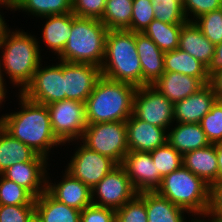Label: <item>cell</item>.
Returning a JSON list of instances; mask_svg holds the SVG:
<instances>
[{
	"label": "cell",
	"instance_id": "obj_37",
	"mask_svg": "<svg viewBox=\"0 0 222 222\" xmlns=\"http://www.w3.org/2000/svg\"><path fill=\"white\" fill-rule=\"evenodd\" d=\"M194 22L214 45L222 42V7L200 16Z\"/></svg>",
	"mask_w": 222,
	"mask_h": 222
},
{
	"label": "cell",
	"instance_id": "obj_16",
	"mask_svg": "<svg viewBox=\"0 0 222 222\" xmlns=\"http://www.w3.org/2000/svg\"><path fill=\"white\" fill-rule=\"evenodd\" d=\"M61 179L52 180L47 174L46 191L59 202L82 211L92 204L91 189L79 179L74 178L69 172L62 170ZM54 181V182H53ZM58 181V182H57Z\"/></svg>",
	"mask_w": 222,
	"mask_h": 222
},
{
	"label": "cell",
	"instance_id": "obj_28",
	"mask_svg": "<svg viewBox=\"0 0 222 222\" xmlns=\"http://www.w3.org/2000/svg\"><path fill=\"white\" fill-rule=\"evenodd\" d=\"M37 155L0 125V174L18 162L32 161Z\"/></svg>",
	"mask_w": 222,
	"mask_h": 222
},
{
	"label": "cell",
	"instance_id": "obj_42",
	"mask_svg": "<svg viewBox=\"0 0 222 222\" xmlns=\"http://www.w3.org/2000/svg\"><path fill=\"white\" fill-rule=\"evenodd\" d=\"M81 222H116V210L91 204L81 211Z\"/></svg>",
	"mask_w": 222,
	"mask_h": 222
},
{
	"label": "cell",
	"instance_id": "obj_17",
	"mask_svg": "<svg viewBox=\"0 0 222 222\" xmlns=\"http://www.w3.org/2000/svg\"><path fill=\"white\" fill-rule=\"evenodd\" d=\"M127 145L131 151L151 152L167 142L168 131L136 118L126 120Z\"/></svg>",
	"mask_w": 222,
	"mask_h": 222
},
{
	"label": "cell",
	"instance_id": "obj_1",
	"mask_svg": "<svg viewBox=\"0 0 222 222\" xmlns=\"http://www.w3.org/2000/svg\"><path fill=\"white\" fill-rule=\"evenodd\" d=\"M15 97L21 106L0 115V125L15 139L50 160L49 156L55 155L54 148H62L64 144L54 135L47 106L33 102L21 93Z\"/></svg>",
	"mask_w": 222,
	"mask_h": 222
},
{
	"label": "cell",
	"instance_id": "obj_27",
	"mask_svg": "<svg viewBox=\"0 0 222 222\" xmlns=\"http://www.w3.org/2000/svg\"><path fill=\"white\" fill-rule=\"evenodd\" d=\"M164 70L165 72L182 73L199 78L205 85L210 83L206 66L188 52L182 51L179 48L164 53Z\"/></svg>",
	"mask_w": 222,
	"mask_h": 222
},
{
	"label": "cell",
	"instance_id": "obj_47",
	"mask_svg": "<svg viewBox=\"0 0 222 222\" xmlns=\"http://www.w3.org/2000/svg\"><path fill=\"white\" fill-rule=\"evenodd\" d=\"M218 176L217 180H222V142L216 144Z\"/></svg>",
	"mask_w": 222,
	"mask_h": 222
},
{
	"label": "cell",
	"instance_id": "obj_13",
	"mask_svg": "<svg viewBox=\"0 0 222 222\" xmlns=\"http://www.w3.org/2000/svg\"><path fill=\"white\" fill-rule=\"evenodd\" d=\"M134 189L142 191H155L161 184L163 177L156 169L150 152L129 150L120 164Z\"/></svg>",
	"mask_w": 222,
	"mask_h": 222
},
{
	"label": "cell",
	"instance_id": "obj_50",
	"mask_svg": "<svg viewBox=\"0 0 222 222\" xmlns=\"http://www.w3.org/2000/svg\"><path fill=\"white\" fill-rule=\"evenodd\" d=\"M203 218V219H202ZM190 219H192L190 221ZM189 222H211L208 218L206 219V217H192V218H189Z\"/></svg>",
	"mask_w": 222,
	"mask_h": 222
},
{
	"label": "cell",
	"instance_id": "obj_29",
	"mask_svg": "<svg viewBox=\"0 0 222 222\" xmlns=\"http://www.w3.org/2000/svg\"><path fill=\"white\" fill-rule=\"evenodd\" d=\"M22 11L28 16L42 18L72 12V0H15L12 11Z\"/></svg>",
	"mask_w": 222,
	"mask_h": 222
},
{
	"label": "cell",
	"instance_id": "obj_41",
	"mask_svg": "<svg viewBox=\"0 0 222 222\" xmlns=\"http://www.w3.org/2000/svg\"><path fill=\"white\" fill-rule=\"evenodd\" d=\"M106 0H72V13L80 18L101 19Z\"/></svg>",
	"mask_w": 222,
	"mask_h": 222
},
{
	"label": "cell",
	"instance_id": "obj_3",
	"mask_svg": "<svg viewBox=\"0 0 222 222\" xmlns=\"http://www.w3.org/2000/svg\"><path fill=\"white\" fill-rule=\"evenodd\" d=\"M137 87L101 76L85 101L87 124L126 121L133 114Z\"/></svg>",
	"mask_w": 222,
	"mask_h": 222
},
{
	"label": "cell",
	"instance_id": "obj_31",
	"mask_svg": "<svg viewBox=\"0 0 222 222\" xmlns=\"http://www.w3.org/2000/svg\"><path fill=\"white\" fill-rule=\"evenodd\" d=\"M133 0H106L105 11L100 19L108 30H129Z\"/></svg>",
	"mask_w": 222,
	"mask_h": 222
},
{
	"label": "cell",
	"instance_id": "obj_25",
	"mask_svg": "<svg viewBox=\"0 0 222 222\" xmlns=\"http://www.w3.org/2000/svg\"><path fill=\"white\" fill-rule=\"evenodd\" d=\"M34 202L35 214L41 222H81V211L59 202L47 191Z\"/></svg>",
	"mask_w": 222,
	"mask_h": 222
},
{
	"label": "cell",
	"instance_id": "obj_24",
	"mask_svg": "<svg viewBox=\"0 0 222 222\" xmlns=\"http://www.w3.org/2000/svg\"><path fill=\"white\" fill-rule=\"evenodd\" d=\"M178 48L188 52L206 67L210 63L215 51V45L204 36L195 22L190 21L182 25Z\"/></svg>",
	"mask_w": 222,
	"mask_h": 222
},
{
	"label": "cell",
	"instance_id": "obj_26",
	"mask_svg": "<svg viewBox=\"0 0 222 222\" xmlns=\"http://www.w3.org/2000/svg\"><path fill=\"white\" fill-rule=\"evenodd\" d=\"M148 222H189L191 215L183 208L160 196L156 191H145Z\"/></svg>",
	"mask_w": 222,
	"mask_h": 222
},
{
	"label": "cell",
	"instance_id": "obj_18",
	"mask_svg": "<svg viewBox=\"0 0 222 222\" xmlns=\"http://www.w3.org/2000/svg\"><path fill=\"white\" fill-rule=\"evenodd\" d=\"M215 102L213 87L206 84L198 92L174 103V123H200Z\"/></svg>",
	"mask_w": 222,
	"mask_h": 222
},
{
	"label": "cell",
	"instance_id": "obj_6",
	"mask_svg": "<svg viewBox=\"0 0 222 222\" xmlns=\"http://www.w3.org/2000/svg\"><path fill=\"white\" fill-rule=\"evenodd\" d=\"M155 191L185 209L192 217H207L210 186L189 169L182 166L165 175Z\"/></svg>",
	"mask_w": 222,
	"mask_h": 222
},
{
	"label": "cell",
	"instance_id": "obj_21",
	"mask_svg": "<svg viewBox=\"0 0 222 222\" xmlns=\"http://www.w3.org/2000/svg\"><path fill=\"white\" fill-rule=\"evenodd\" d=\"M152 86L174 104L198 92L205 84L182 73L164 72Z\"/></svg>",
	"mask_w": 222,
	"mask_h": 222
},
{
	"label": "cell",
	"instance_id": "obj_45",
	"mask_svg": "<svg viewBox=\"0 0 222 222\" xmlns=\"http://www.w3.org/2000/svg\"><path fill=\"white\" fill-rule=\"evenodd\" d=\"M209 84L213 87L216 100L222 101V70L217 71L210 77Z\"/></svg>",
	"mask_w": 222,
	"mask_h": 222
},
{
	"label": "cell",
	"instance_id": "obj_14",
	"mask_svg": "<svg viewBox=\"0 0 222 222\" xmlns=\"http://www.w3.org/2000/svg\"><path fill=\"white\" fill-rule=\"evenodd\" d=\"M101 76V68L96 65L63 61L66 99L85 103Z\"/></svg>",
	"mask_w": 222,
	"mask_h": 222
},
{
	"label": "cell",
	"instance_id": "obj_44",
	"mask_svg": "<svg viewBox=\"0 0 222 222\" xmlns=\"http://www.w3.org/2000/svg\"><path fill=\"white\" fill-rule=\"evenodd\" d=\"M219 70H222V42L215 45L214 55L212 56L210 63L206 67V71L209 77H211Z\"/></svg>",
	"mask_w": 222,
	"mask_h": 222
},
{
	"label": "cell",
	"instance_id": "obj_48",
	"mask_svg": "<svg viewBox=\"0 0 222 222\" xmlns=\"http://www.w3.org/2000/svg\"><path fill=\"white\" fill-rule=\"evenodd\" d=\"M7 93L10 94L7 86L3 83L0 74V109L4 107V104L7 101L6 99L9 98Z\"/></svg>",
	"mask_w": 222,
	"mask_h": 222
},
{
	"label": "cell",
	"instance_id": "obj_49",
	"mask_svg": "<svg viewBox=\"0 0 222 222\" xmlns=\"http://www.w3.org/2000/svg\"><path fill=\"white\" fill-rule=\"evenodd\" d=\"M206 218L211 222H222V211H208Z\"/></svg>",
	"mask_w": 222,
	"mask_h": 222
},
{
	"label": "cell",
	"instance_id": "obj_23",
	"mask_svg": "<svg viewBox=\"0 0 222 222\" xmlns=\"http://www.w3.org/2000/svg\"><path fill=\"white\" fill-rule=\"evenodd\" d=\"M173 124L168 129L167 142L180 154L183 155L211 144L199 123Z\"/></svg>",
	"mask_w": 222,
	"mask_h": 222
},
{
	"label": "cell",
	"instance_id": "obj_19",
	"mask_svg": "<svg viewBox=\"0 0 222 222\" xmlns=\"http://www.w3.org/2000/svg\"><path fill=\"white\" fill-rule=\"evenodd\" d=\"M136 50L142 68V86L153 85L165 72L164 52L144 33H136Z\"/></svg>",
	"mask_w": 222,
	"mask_h": 222
},
{
	"label": "cell",
	"instance_id": "obj_34",
	"mask_svg": "<svg viewBox=\"0 0 222 222\" xmlns=\"http://www.w3.org/2000/svg\"><path fill=\"white\" fill-rule=\"evenodd\" d=\"M155 19L168 24H184L187 18L179 0H151Z\"/></svg>",
	"mask_w": 222,
	"mask_h": 222
},
{
	"label": "cell",
	"instance_id": "obj_52",
	"mask_svg": "<svg viewBox=\"0 0 222 222\" xmlns=\"http://www.w3.org/2000/svg\"><path fill=\"white\" fill-rule=\"evenodd\" d=\"M6 1L10 2L11 4H13L15 0H6Z\"/></svg>",
	"mask_w": 222,
	"mask_h": 222
},
{
	"label": "cell",
	"instance_id": "obj_5",
	"mask_svg": "<svg viewBox=\"0 0 222 222\" xmlns=\"http://www.w3.org/2000/svg\"><path fill=\"white\" fill-rule=\"evenodd\" d=\"M108 31L99 19L80 18L73 14L69 39L56 59L71 63H89L101 67L105 57Z\"/></svg>",
	"mask_w": 222,
	"mask_h": 222
},
{
	"label": "cell",
	"instance_id": "obj_51",
	"mask_svg": "<svg viewBox=\"0 0 222 222\" xmlns=\"http://www.w3.org/2000/svg\"><path fill=\"white\" fill-rule=\"evenodd\" d=\"M28 222H41V220L34 214Z\"/></svg>",
	"mask_w": 222,
	"mask_h": 222
},
{
	"label": "cell",
	"instance_id": "obj_38",
	"mask_svg": "<svg viewBox=\"0 0 222 222\" xmlns=\"http://www.w3.org/2000/svg\"><path fill=\"white\" fill-rule=\"evenodd\" d=\"M154 19L151 0H133L130 31L143 33Z\"/></svg>",
	"mask_w": 222,
	"mask_h": 222
},
{
	"label": "cell",
	"instance_id": "obj_8",
	"mask_svg": "<svg viewBox=\"0 0 222 222\" xmlns=\"http://www.w3.org/2000/svg\"><path fill=\"white\" fill-rule=\"evenodd\" d=\"M67 145H76L74 146L76 148L72 156L69 157L71 159L66 164L65 170L90 189L118 165L110 157L89 149L80 140L68 142Z\"/></svg>",
	"mask_w": 222,
	"mask_h": 222
},
{
	"label": "cell",
	"instance_id": "obj_9",
	"mask_svg": "<svg viewBox=\"0 0 222 222\" xmlns=\"http://www.w3.org/2000/svg\"><path fill=\"white\" fill-rule=\"evenodd\" d=\"M54 135L64 144L80 140L87 127L85 103L61 100L46 105Z\"/></svg>",
	"mask_w": 222,
	"mask_h": 222
},
{
	"label": "cell",
	"instance_id": "obj_39",
	"mask_svg": "<svg viewBox=\"0 0 222 222\" xmlns=\"http://www.w3.org/2000/svg\"><path fill=\"white\" fill-rule=\"evenodd\" d=\"M182 6L187 21L194 22L206 13L220 9L222 0H183Z\"/></svg>",
	"mask_w": 222,
	"mask_h": 222
},
{
	"label": "cell",
	"instance_id": "obj_40",
	"mask_svg": "<svg viewBox=\"0 0 222 222\" xmlns=\"http://www.w3.org/2000/svg\"><path fill=\"white\" fill-rule=\"evenodd\" d=\"M34 214V201L30 205H0V222H28Z\"/></svg>",
	"mask_w": 222,
	"mask_h": 222
},
{
	"label": "cell",
	"instance_id": "obj_46",
	"mask_svg": "<svg viewBox=\"0 0 222 222\" xmlns=\"http://www.w3.org/2000/svg\"><path fill=\"white\" fill-rule=\"evenodd\" d=\"M1 8H3V9L5 8V10H7L8 12H9V10L12 12V4L6 0H0V39L2 38L3 33L9 27V24L7 25V22H6L7 19L4 18L6 16H3L4 15V14H2L3 9H1Z\"/></svg>",
	"mask_w": 222,
	"mask_h": 222
},
{
	"label": "cell",
	"instance_id": "obj_36",
	"mask_svg": "<svg viewBox=\"0 0 222 222\" xmlns=\"http://www.w3.org/2000/svg\"><path fill=\"white\" fill-rule=\"evenodd\" d=\"M200 126L211 144L222 142V101L216 100L201 119Z\"/></svg>",
	"mask_w": 222,
	"mask_h": 222
},
{
	"label": "cell",
	"instance_id": "obj_43",
	"mask_svg": "<svg viewBox=\"0 0 222 222\" xmlns=\"http://www.w3.org/2000/svg\"><path fill=\"white\" fill-rule=\"evenodd\" d=\"M208 211H222V180L210 187V205Z\"/></svg>",
	"mask_w": 222,
	"mask_h": 222
},
{
	"label": "cell",
	"instance_id": "obj_10",
	"mask_svg": "<svg viewBox=\"0 0 222 222\" xmlns=\"http://www.w3.org/2000/svg\"><path fill=\"white\" fill-rule=\"evenodd\" d=\"M50 65L41 63L31 82L21 92L27 99L44 105L66 100L63 61L55 59ZM48 65V66H47Z\"/></svg>",
	"mask_w": 222,
	"mask_h": 222
},
{
	"label": "cell",
	"instance_id": "obj_20",
	"mask_svg": "<svg viewBox=\"0 0 222 222\" xmlns=\"http://www.w3.org/2000/svg\"><path fill=\"white\" fill-rule=\"evenodd\" d=\"M43 19L46 21L41 30L42 36L39 37L42 39L40 40L37 38L39 49L42 48L40 41H43V44L46 45L45 48L47 47L49 53L51 51L56 57H58L62 53L69 39L73 23V13L69 12L62 15H50L41 18V20Z\"/></svg>",
	"mask_w": 222,
	"mask_h": 222
},
{
	"label": "cell",
	"instance_id": "obj_4",
	"mask_svg": "<svg viewBox=\"0 0 222 222\" xmlns=\"http://www.w3.org/2000/svg\"><path fill=\"white\" fill-rule=\"evenodd\" d=\"M102 76L142 87V68L136 50V33L129 30H109L106 36Z\"/></svg>",
	"mask_w": 222,
	"mask_h": 222
},
{
	"label": "cell",
	"instance_id": "obj_7",
	"mask_svg": "<svg viewBox=\"0 0 222 222\" xmlns=\"http://www.w3.org/2000/svg\"><path fill=\"white\" fill-rule=\"evenodd\" d=\"M80 141L89 149L121 164L129 151L126 121L87 124Z\"/></svg>",
	"mask_w": 222,
	"mask_h": 222
},
{
	"label": "cell",
	"instance_id": "obj_30",
	"mask_svg": "<svg viewBox=\"0 0 222 222\" xmlns=\"http://www.w3.org/2000/svg\"><path fill=\"white\" fill-rule=\"evenodd\" d=\"M183 24H168L152 20L143 33L149 37L164 53L179 47V36Z\"/></svg>",
	"mask_w": 222,
	"mask_h": 222
},
{
	"label": "cell",
	"instance_id": "obj_32",
	"mask_svg": "<svg viewBox=\"0 0 222 222\" xmlns=\"http://www.w3.org/2000/svg\"><path fill=\"white\" fill-rule=\"evenodd\" d=\"M150 155L162 177L183 166V155L168 142L151 151Z\"/></svg>",
	"mask_w": 222,
	"mask_h": 222
},
{
	"label": "cell",
	"instance_id": "obj_15",
	"mask_svg": "<svg viewBox=\"0 0 222 222\" xmlns=\"http://www.w3.org/2000/svg\"><path fill=\"white\" fill-rule=\"evenodd\" d=\"M48 159L37 155L32 161L18 162L7 168L2 175L27 189L35 198L46 191ZM49 167V168H48ZM48 169V170H47Z\"/></svg>",
	"mask_w": 222,
	"mask_h": 222
},
{
	"label": "cell",
	"instance_id": "obj_2",
	"mask_svg": "<svg viewBox=\"0 0 222 222\" xmlns=\"http://www.w3.org/2000/svg\"><path fill=\"white\" fill-rule=\"evenodd\" d=\"M37 35L25 32L11 26L3 33L0 39V74L3 83L18 88L21 93L31 82L35 71L42 60L44 49H39ZM6 75V76H5ZM5 77L9 80L6 83Z\"/></svg>",
	"mask_w": 222,
	"mask_h": 222
},
{
	"label": "cell",
	"instance_id": "obj_35",
	"mask_svg": "<svg viewBox=\"0 0 222 222\" xmlns=\"http://www.w3.org/2000/svg\"><path fill=\"white\" fill-rule=\"evenodd\" d=\"M116 222H148L145 191L137 193L131 200L116 210Z\"/></svg>",
	"mask_w": 222,
	"mask_h": 222
},
{
	"label": "cell",
	"instance_id": "obj_12",
	"mask_svg": "<svg viewBox=\"0 0 222 222\" xmlns=\"http://www.w3.org/2000/svg\"><path fill=\"white\" fill-rule=\"evenodd\" d=\"M91 193L92 204L117 210L138 192L124 168L118 164L91 189Z\"/></svg>",
	"mask_w": 222,
	"mask_h": 222
},
{
	"label": "cell",
	"instance_id": "obj_22",
	"mask_svg": "<svg viewBox=\"0 0 222 222\" xmlns=\"http://www.w3.org/2000/svg\"><path fill=\"white\" fill-rule=\"evenodd\" d=\"M183 167L201 178L210 187L217 181L218 163L216 144L183 154Z\"/></svg>",
	"mask_w": 222,
	"mask_h": 222
},
{
	"label": "cell",
	"instance_id": "obj_11",
	"mask_svg": "<svg viewBox=\"0 0 222 222\" xmlns=\"http://www.w3.org/2000/svg\"><path fill=\"white\" fill-rule=\"evenodd\" d=\"M173 108L174 104L152 85L137 87L133 103L136 118L168 131L174 123Z\"/></svg>",
	"mask_w": 222,
	"mask_h": 222
},
{
	"label": "cell",
	"instance_id": "obj_33",
	"mask_svg": "<svg viewBox=\"0 0 222 222\" xmlns=\"http://www.w3.org/2000/svg\"><path fill=\"white\" fill-rule=\"evenodd\" d=\"M34 200L27 189L0 174V205H30Z\"/></svg>",
	"mask_w": 222,
	"mask_h": 222
}]
</instances>
